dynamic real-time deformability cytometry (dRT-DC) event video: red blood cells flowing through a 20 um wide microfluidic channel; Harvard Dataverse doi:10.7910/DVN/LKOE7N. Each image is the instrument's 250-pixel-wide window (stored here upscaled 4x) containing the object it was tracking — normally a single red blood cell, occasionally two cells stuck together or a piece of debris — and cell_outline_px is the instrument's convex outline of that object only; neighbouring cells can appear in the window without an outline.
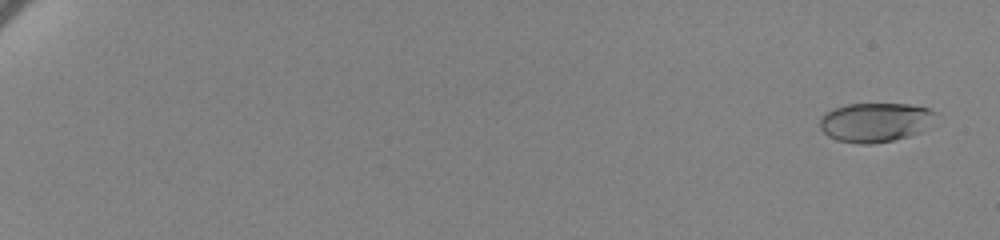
{"species": "human", "species_latin": "Homo sapiens", "temperature_condition": "cold", "stored_images_in_passage": 64, "camera_frame_rate_fps": 3000, "um_per_image_px": 0.085, "donor": {"sex": "female"}, "frame": {"image": 1, "passage_image": 4, "time_ms": 1.0, "image_size_px": [1000, 240], "cell_outline_px": [[936, 112], [920, 132], [908, 136], [892, 140], [872, 144], [860, 144], [836, 140], [828, 136], [820, 128], [820, 120], [824, 112], [832, 108], [848, 104], [908, 104], [928, 108]], "centroid_in_image_um": [74.31, 10.39], "position_along_channel_um": 10.7, "area_um2": 26.18}}
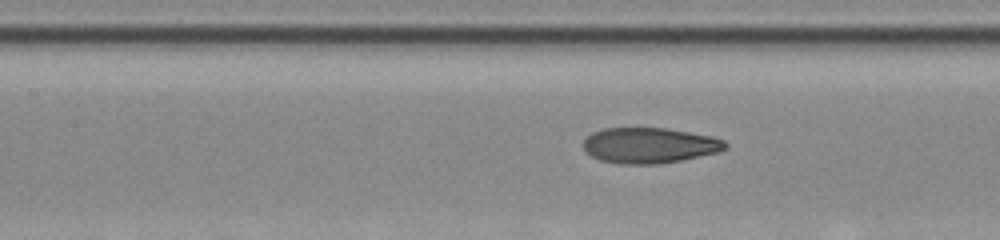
{"frame": {"image": 2, "passage_image": 35, "time_ms": 11.333, "image_size_px": [1000, 240], "cell_outline_px": [[728, 148], [720, 152], [684, 160], [660, 164], [620, 164], [600, 160], [584, 152], [584, 140], [592, 132], [604, 128], [668, 128], [712, 136], [724, 140], [728, 144]], "centroid_in_image_um": [55.24, 12.36], "position_along_channel_um": 152.2, "area_um2": 29.82}}
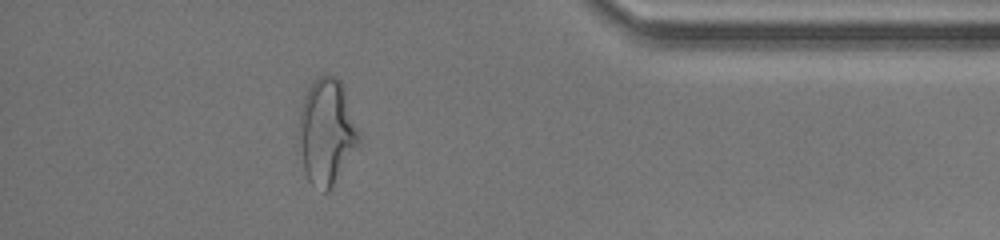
{"frame": {"image": 3, "passage_image": 59, "time_ms": 19.333, "image_size_px": [1000, 240], "cell_outline_px": [[360, 144], [328, 192], [324, 192], [312, 184], [308, 180], [296, 144], [300, 112], [304, 96], [308, 88], [316, 76], [336, 76], [340, 80], [344, 88], [360, 132]], "centroid_in_image_um": [27.74, 11.2], "position_along_channel_um": 407.5, "area_um2": 37.51}, "authors_computed_cell_mechanics": {"area_um2": 29.3046, "velocity_mm_per_s": 3.4454, "shape_relaxation_time_tau1_ms": 6.359, "shape_relaxation_time_tau2_ms": 1.3037, "deformation_change_tau1": 0.2007, "deformation_change_tau2": 0.0804}}